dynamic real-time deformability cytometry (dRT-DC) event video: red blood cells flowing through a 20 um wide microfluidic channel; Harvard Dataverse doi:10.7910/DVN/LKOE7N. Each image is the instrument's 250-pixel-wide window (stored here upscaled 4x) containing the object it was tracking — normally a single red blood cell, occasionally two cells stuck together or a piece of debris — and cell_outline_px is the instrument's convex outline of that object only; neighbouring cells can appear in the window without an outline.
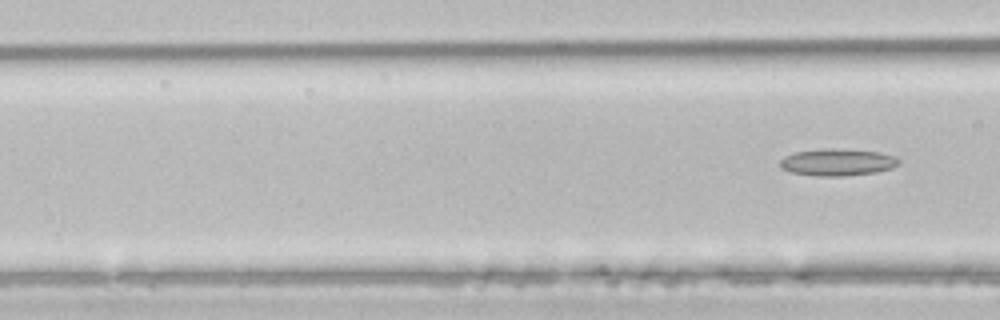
{"species": "common noctule bat (a hibernating species)", "species_latin": "Nyctalus noctula", "temperature_condition": "room temperature", "stored_images_in_passage": 6, "segment_of_instrument_passage": [2, 2], "camera_frame_rate_fps": 3000, "um_per_image_px": 0.085, "animal": {"sex": "male", "body_mass_g": 21.5, "forearm_length_mm": 52.0}, "frame": {"image": 1, "passage_image": 6, "time_ms": 1.667, "image_size_px": [1000, 320], "cell_outline_px": [[900, 164], [892, 168], [876, 172], [844, 176], [816, 176], [792, 172], [780, 168], [780, 160], [784, 156], [796, 152], [824, 148], [844, 148], [880, 152], [896, 156], [900, 160]], "centroid_in_image_um": [71.22, 13.78], "position_along_channel_um": 95.4, "area_um2": 18.96}}